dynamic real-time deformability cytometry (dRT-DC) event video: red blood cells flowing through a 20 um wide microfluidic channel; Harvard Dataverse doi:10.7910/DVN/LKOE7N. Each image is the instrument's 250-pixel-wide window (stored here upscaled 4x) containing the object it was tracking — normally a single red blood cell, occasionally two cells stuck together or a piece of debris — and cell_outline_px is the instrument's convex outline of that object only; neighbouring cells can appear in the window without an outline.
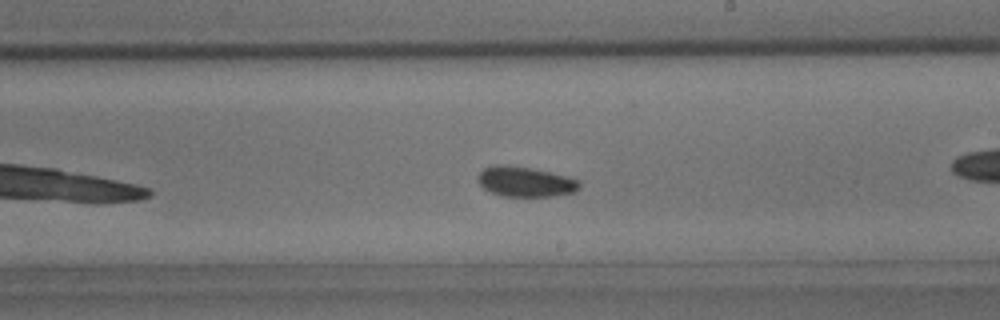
{"species": "common noctule bat (a hibernating species)", "species_latin": "Nyctalus noctula", "temperature_condition": "room temperature", "stored_images_in_passage": 32, "camera_frame_rate_fps": 3000, "um_per_image_px": 0.085, "animal": {"sex": "male", "body_mass_g": 15.6}, "frame": {"image": 1, "passage_image": 14, "time_ms": 4.333, "image_size_px": [1000, 320], "cell_outline_px": [[580, 188], [576, 192], [552, 196], [500, 196], [484, 188], [480, 184], [480, 172], [484, 168], [496, 164], [528, 168], [568, 176], [580, 180]], "centroid_in_image_um": [44.71, 15.46], "position_along_channel_um": 244.3, "area_um2": 17.51}}